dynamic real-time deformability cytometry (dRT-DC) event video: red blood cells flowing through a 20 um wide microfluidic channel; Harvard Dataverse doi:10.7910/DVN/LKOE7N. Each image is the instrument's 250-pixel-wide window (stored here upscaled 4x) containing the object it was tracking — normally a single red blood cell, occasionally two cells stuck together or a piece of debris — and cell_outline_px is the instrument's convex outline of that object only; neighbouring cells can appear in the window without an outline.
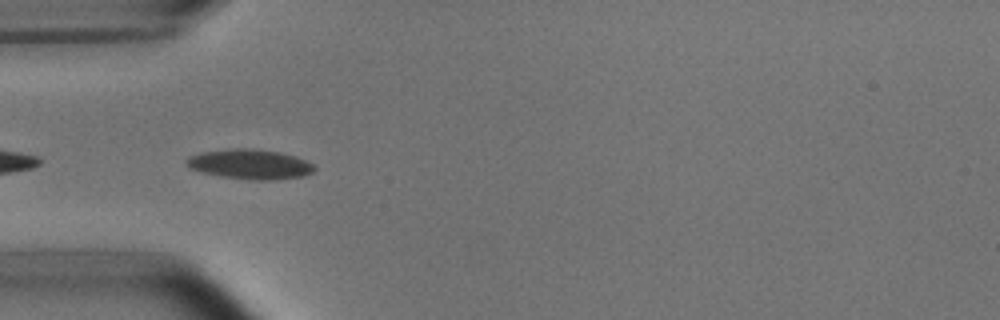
{"species": "common noctule bat (a hibernating species)", "species_latin": "Nyctalus noctula", "temperature_condition": "room temperature", "stored_images_in_passage": 9, "camera_frame_rate_fps": 3000, "um_per_image_px": 0.085, "animal": {"sex": "male", "body_mass_g": 15.6}, "frame": {"image": 1, "passage_image": 2, "time_ms": 0.333, "image_size_px": [1000, 320], "cell_outline_px": [[316, 168], [312, 172], [304, 176], [272, 180], [252, 180], [220, 176], [188, 168], [184, 164], [184, 160], [188, 156], [200, 152], [232, 148], [252, 148], [280, 152], [296, 156], [312, 164]], "centroid_in_image_um": [21.2, 13.95], "position_along_channel_um": 63.8, "area_um2": 22.43}}